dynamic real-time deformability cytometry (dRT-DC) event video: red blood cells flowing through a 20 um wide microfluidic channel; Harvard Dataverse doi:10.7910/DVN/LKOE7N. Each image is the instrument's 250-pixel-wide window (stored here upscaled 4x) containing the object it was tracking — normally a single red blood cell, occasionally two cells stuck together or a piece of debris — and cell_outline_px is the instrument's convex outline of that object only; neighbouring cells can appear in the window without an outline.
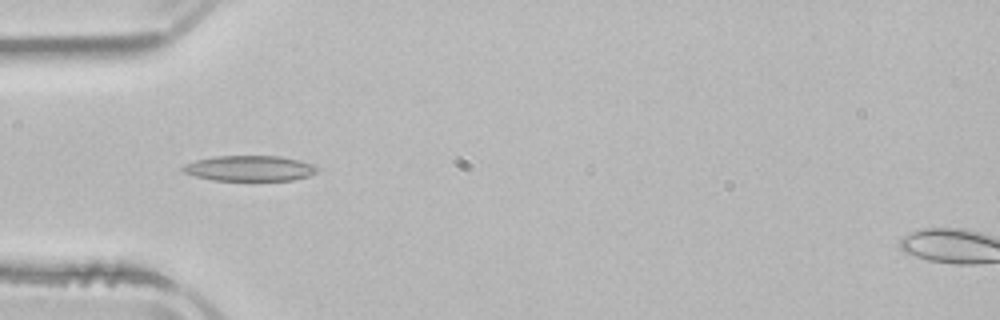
{"species": "common noctule bat (a hibernating species)", "species_latin": "Nyctalus noctula", "temperature_condition": "room temperature", "stored_images_in_passage": 3, "camera_frame_rate_fps": 3000, "um_per_image_px": 0.085, "animal": {"sex": "male", "body_mass_g": 21.5, "forearm_length_mm": 52.0}, "frame": {"image": 1, "passage_image": 2, "time_ms": 1.333, "image_size_px": [1000, 320], "cell_outline_px": [[320, 168], [316, 172], [308, 176], [292, 180], [212, 180], [196, 176], [184, 172], [180, 168], [184, 164], [196, 160], [216, 156], [280, 156], [300, 160], [312, 164]], "centroid_in_image_um": [21.22, 14.3], "position_along_channel_um": 63.8, "area_um2": 19.88}}
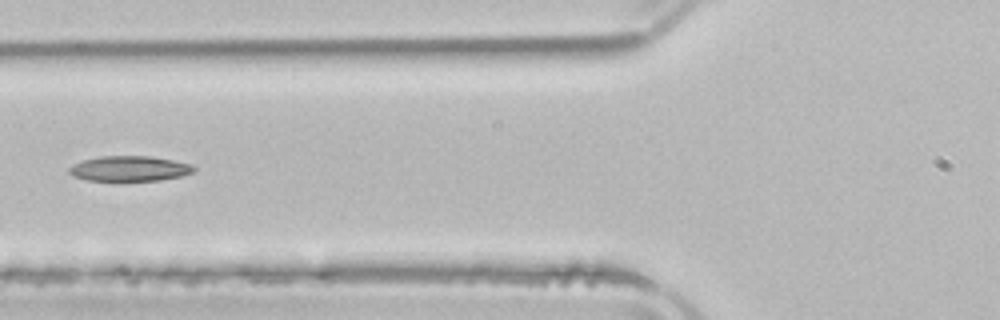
{"frame": {"image": 2, "passage_image": 3, "time_ms": 2.667, "image_size_px": [1000, 320], "cell_outline_px": [[196, 168], [192, 172], [180, 176], [160, 180], [88, 180], [72, 176], [68, 172], [68, 168], [72, 164], [84, 160], [100, 156], [152, 156], [192, 164]], "centroid_in_image_um": [10.98, 14.32], "position_along_channel_um": 114.8, "area_um2": 18.21}}